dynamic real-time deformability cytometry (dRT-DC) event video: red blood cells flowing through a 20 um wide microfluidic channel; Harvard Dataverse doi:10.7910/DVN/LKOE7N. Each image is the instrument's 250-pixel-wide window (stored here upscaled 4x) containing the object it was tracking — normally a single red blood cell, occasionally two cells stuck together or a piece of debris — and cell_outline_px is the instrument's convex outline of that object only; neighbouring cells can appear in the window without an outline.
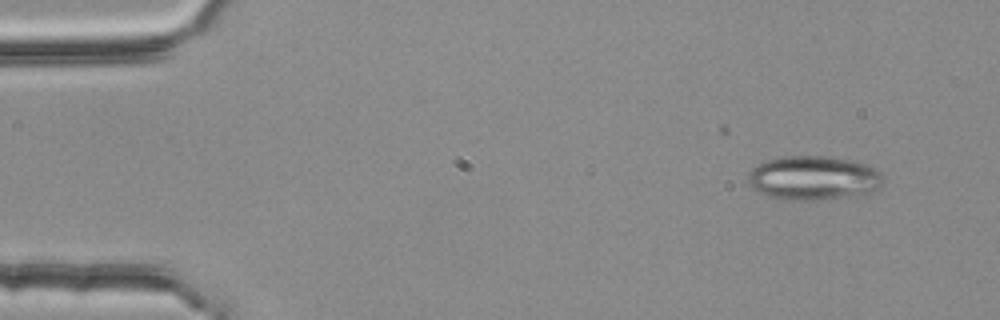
{"species": "common noctule bat (a hibernating species)", "species_latin": "Nyctalus noctula", "temperature_condition": "room temperature", "stored_images_in_passage": 2, "camera_frame_rate_fps": 3000, "um_per_image_px": 0.085, "animal": {"sex": "female", "body_mass_g": 25.1}, "frame": {"image": 1, "passage_image": 2, "time_ms": 0.333, "image_size_px": [1000, 320], "cell_outline_px": [[884, 184], [868, 196], [820, 200], [792, 200], [768, 196], [752, 188], [748, 184], [748, 172], [756, 164], [768, 160], [784, 156], [828, 156], [852, 160], [876, 168], [884, 176]], "centroid_in_image_um": [69.22, 15.15], "position_along_channel_um": 15.8, "area_um2": 35.6}}